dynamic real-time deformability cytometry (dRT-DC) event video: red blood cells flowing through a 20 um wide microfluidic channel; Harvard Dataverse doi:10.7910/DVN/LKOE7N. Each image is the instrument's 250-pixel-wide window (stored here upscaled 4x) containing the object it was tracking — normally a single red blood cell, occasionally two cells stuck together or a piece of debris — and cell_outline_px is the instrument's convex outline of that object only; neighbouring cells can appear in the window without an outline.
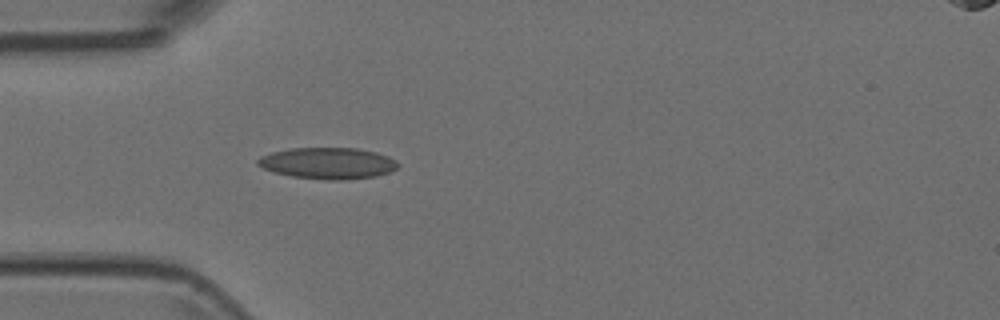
{"species": "Egyptian fruit bat (a non-hibernating species)", "species_latin": "Rousettus aegyptiacus", "temperature_condition": "room temperature", "stored_images_in_passage": 4, "camera_frame_rate_fps": 3000, "um_per_image_px": 0.085, "animal": {"sex": "female"}, "frame": {"image": 1, "passage_image": 4, "time_ms": 1.0, "image_size_px": [1000, 320], "cell_outline_px": [[400, 164], [396, 168], [388, 172], [376, 176], [348, 180], [328, 180], [292, 176], [272, 172], [256, 164], [256, 160], [260, 156], [272, 152], [288, 148], [356, 148], [376, 152], [388, 156], [396, 160]], "centroid_in_image_um": [27.86, 13.87], "position_along_channel_um": 57.1, "area_um2": 25.78}}